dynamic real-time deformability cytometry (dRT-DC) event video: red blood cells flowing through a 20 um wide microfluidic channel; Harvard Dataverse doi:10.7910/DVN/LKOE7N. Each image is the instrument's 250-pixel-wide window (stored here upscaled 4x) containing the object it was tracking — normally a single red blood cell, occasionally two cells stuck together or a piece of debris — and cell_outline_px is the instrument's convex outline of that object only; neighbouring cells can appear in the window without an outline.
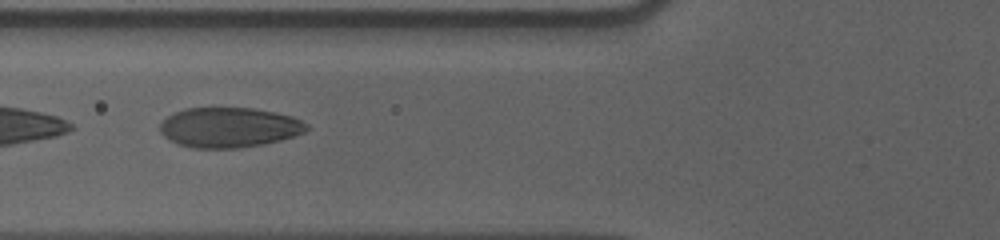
{"species": "human", "species_latin": "Homo sapiens", "temperature_condition": "cold", "stored_images_in_passage": 43, "segment_of_instrument_passage": [2, 2], "camera_frame_rate_fps": 3000, "um_per_image_px": 0.085, "donor": {"sex": "male"}, "frame": {"image": 1, "passage_image": 23, "time_ms": 7.333, "image_size_px": [1000, 240], "cell_outline_px": [[308, 128], [304, 132], [280, 140], [264, 144], [240, 148], [192, 148], [176, 144], [168, 140], [160, 132], [160, 124], [168, 116], [184, 108], [252, 108], [292, 116], [308, 124]], "centroid_in_image_um": [19.44, 10.84], "position_along_channel_um": 106.4, "area_um2": 34.16}}
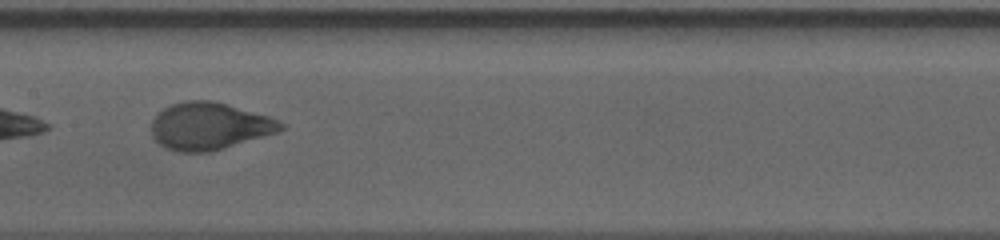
{"frame": {"image": 2, "passage_image": 30, "time_ms": 9.667, "image_size_px": [1000, 240], "cell_outline_px": [[288, 124], [280, 132], [208, 152], [180, 152], [164, 148], [152, 136], [152, 120], [168, 104], [188, 100], [212, 100], [268, 116], [280, 120]], "centroid_in_image_um": [17.81, 10.72], "position_along_channel_um": 189.6, "area_um2": 35.66}}
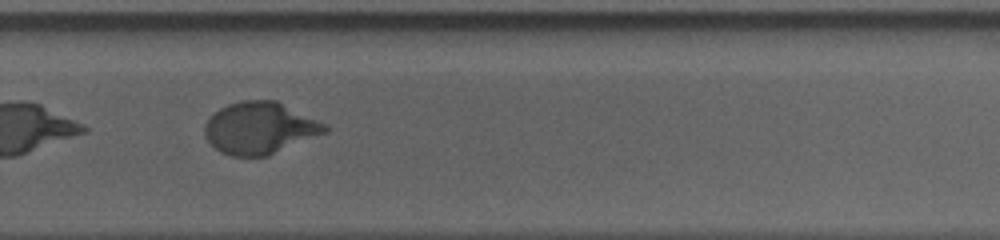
{"frame": {"image": 3, "passage_image": 40, "time_ms": 13.0, "image_size_px": [1000, 240], "cell_outline_px": [[328, 132], [268, 156], [232, 156], [220, 152], [204, 136], [204, 124], [220, 108], [228, 104], [244, 100], [276, 100], [328, 124]], "centroid_in_image_um": [22.12, 10.89], "position_along_channel_um": 307.7, "area_um2": 36.47}}